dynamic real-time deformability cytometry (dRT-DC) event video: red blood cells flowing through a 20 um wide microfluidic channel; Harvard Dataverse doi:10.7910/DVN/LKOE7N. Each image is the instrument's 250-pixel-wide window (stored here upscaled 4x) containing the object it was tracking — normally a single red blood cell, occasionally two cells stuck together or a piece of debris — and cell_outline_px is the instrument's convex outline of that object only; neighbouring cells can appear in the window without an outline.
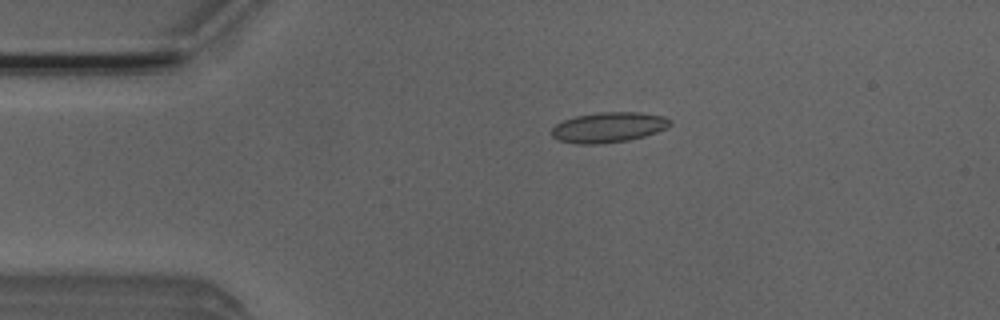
{"species": "Egyptian fruit bat (a non-hibernating species)", "species_latin": "Rousettus aegyptiacus", "temperature_condition": "room temperature", "stored_images_in_passage": 4, "camera_frame_rate_fps": 3000, "um_per_image_px": 0.085, "animal": {"sex": "male"}, "frame": {"image": 1, "passage_image": 3, "time_ms": 0.667, "image_size_px": [1000, 320], "cell_outline_px": [[672, 124], [668, 128], [644, 136], [628, 140], [600, 144], [576, 144], [556, 140], [552, 136], [552, 128], [556, 124], [564, 120], [576, 116], [600, 112], [640, 112], [664, 116], [672, 120]], "centroid_in_image_um": [51.74, 10.82], "position_along_channel_um": 33.3, "area_um2": 21.04}}